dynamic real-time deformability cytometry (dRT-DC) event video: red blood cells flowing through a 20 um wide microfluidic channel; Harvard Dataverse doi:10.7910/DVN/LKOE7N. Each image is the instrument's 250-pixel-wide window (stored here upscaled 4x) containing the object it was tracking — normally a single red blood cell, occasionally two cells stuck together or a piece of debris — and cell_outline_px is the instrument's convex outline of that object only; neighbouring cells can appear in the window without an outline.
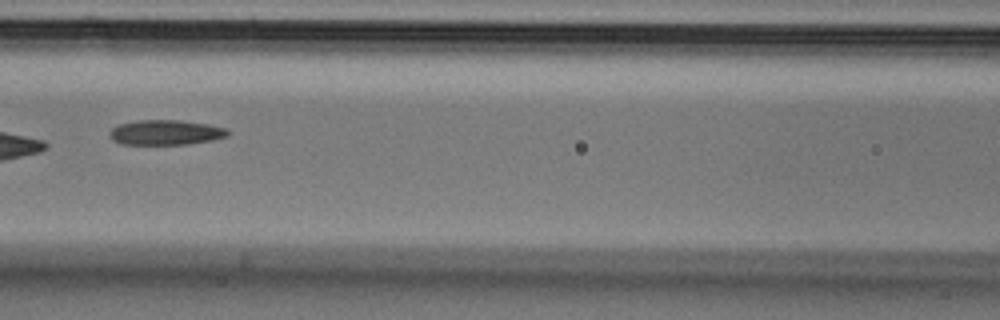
{"species": "Egyptian fruit bat (a non-hibernating species)", "species_latin": "Rousettus aegyptiacus", "temperature_condition": "cold", "stored_images_in_passage": 9, "camera_frame_rate_fps": 3000, "um_per_image_px": 0.085, "animal": {"sex": "male"}, "frame": {"image": 1, "passage_image": 6, "time_ms": 1.667, "image_size_px": [1000, 320], "cell_outline_px": [[228, 136], [212, 140], [188, 144], [120, 144], [112, 140], [108, 136], [112, 128], [120, 124], [140, 120], [180, 120], [208, 124], [224, 128], [228, 132]], "centroid_in_image_um": [14.05, 11.26], "position_along_channel_um": 152.5, "area_um2": 17.11}}
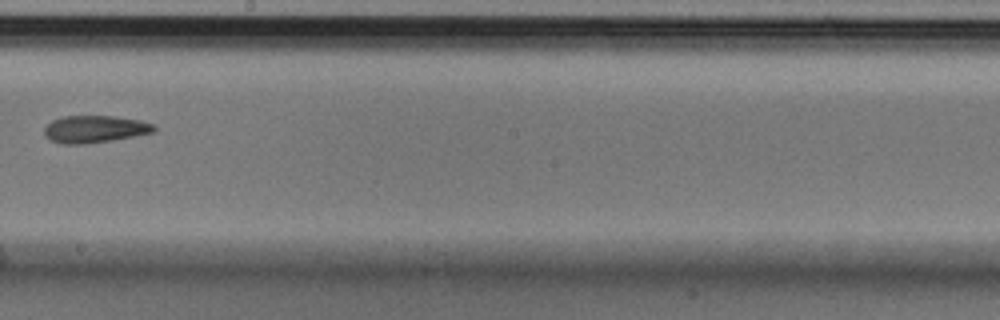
{"frame": {"image": 2, "passage_image": 8, "time_ms": 2.333, "image_size_px": [1000, 320], "cell_outline_px": [[156, 132], [136, 136], [88, 144], [64, 144], [52, 140], [44, 136], [44, 128], [52, 120], [64, 116], [116, 116], [140, 120], [156, 124]], "centroid_in_image_um": [8.1, 10.97], "position_along_channel_um": 240.1, "area_um2": 17.63}}
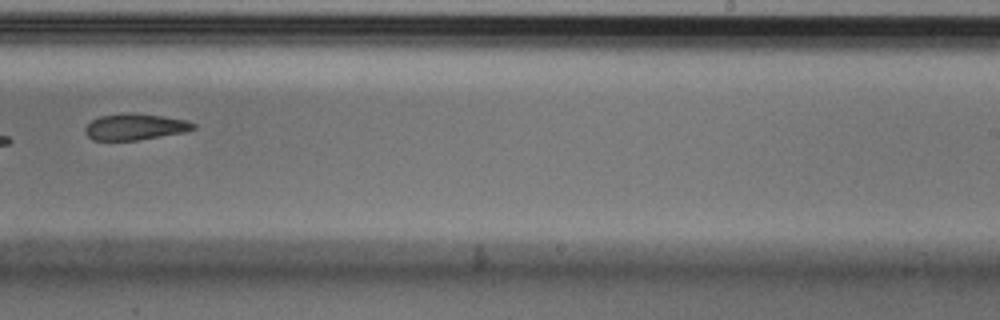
{"frame": {"image": 3, "passage_image": 9, "time_ms": 2.667, "image_size_px": [1000, 320], "cell_outline_px": [[196, 128], [184, 132], [136, 140], [92, 140], [84, 132], [84, 128], [92, 120], [100, 116], [120, 112], [132, 112], [160, 116], [184, 120], [196, 124]], "centroid_in_image_um": [11.43, 10.77], "position_along_channel_um": 277.6, "area_um2": 16.53}}